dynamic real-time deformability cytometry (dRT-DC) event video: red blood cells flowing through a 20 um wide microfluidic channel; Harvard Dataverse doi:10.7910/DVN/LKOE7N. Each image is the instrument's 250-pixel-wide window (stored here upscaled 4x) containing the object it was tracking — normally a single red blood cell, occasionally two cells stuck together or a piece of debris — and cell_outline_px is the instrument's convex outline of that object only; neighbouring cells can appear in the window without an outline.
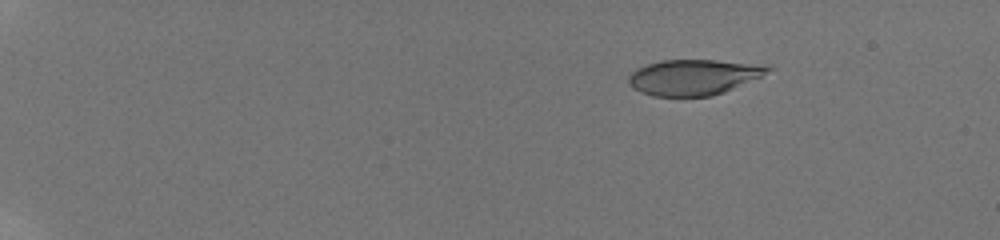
{"species": "human", "species_latin": "Homo sapiens", "temperature_condition": "room temperature", "stored_images_in_passage": 19, "camera_frame_rate_fps": 3000, "um_per_image_px": 0.085, "donor": {"sex": "male"}, "frame": {"image": 1, "passage_image": 4, "time_ms": 3.0, "image_size_px": [1000, 240], "cell_outline_px": [[776, 68], [760, 76], [724, 92], [712, 96], [652, 96], [640, 92], [632, 88], [628, 84], [628, 76], [636, 68], [660, 60], [716, 60], [772, 64]], "centroid_in_image_um": [58.98, 6.54], "position_along_channel_um": 26.0, "area_um2": 29.25}}
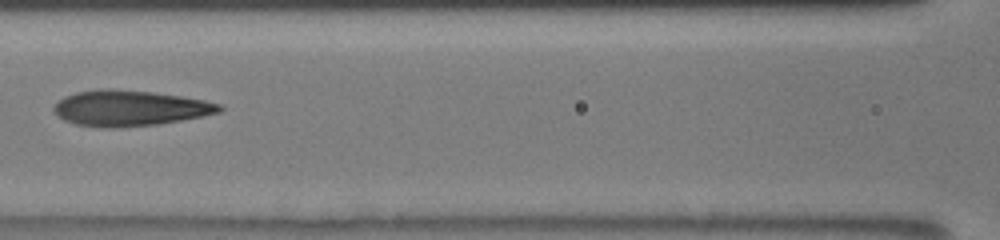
{"frame": {"image": 2, "passage_image": 11, "time_ms": 10.0, "image_size_px": [1000, 240], "cell_outline_px": [[224, 108], [220, 112], [204, 116], [156, 124], [116, 128], [104, 128], [76, 124], [64, 120], [56, 116], [52, 108], [64, 96], [76, 92], [104, 88], [112, 88], [152, 92], [180, 96], [204, 100], [220, 104]], "centroid_in_image_um": [11.01, 9.19], "position_along_channel_um": 155.6, "area_um2": 34.45}}
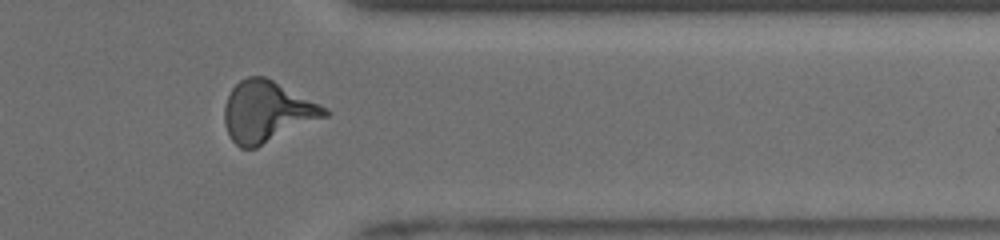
{"frame": {"image": 3, "passage_image": 17, "time_ms": 16.0, "image_size_px": [1000, 240], "cell_outline_px": [[332, 112], [328, 116], [256, 148], [240, 148], [232, 140], [224, 124], [224, 108], [228, 96], [232, 88], [240, 80], [248, 76], [264, 76], [328, 108]], "centroid_in_image_um": [22.7, 9.5], "position_along_channel_um": 388.7, "area_um2": 35.55}, "authors_computed_cell_mechanics": {"area_um2": 32.8882, "velocity_mm_per_s": 3.9294, "shape_relaxation_time_tau1_ms": 3.99, "shape_relaxation_time_tau2_ms": 1.204, "deformation_change_tau1": 0.1802, "deformation_change_tau2": 0.0836}}